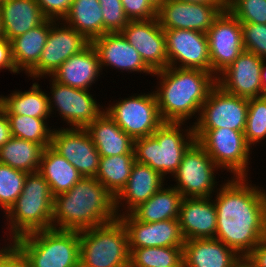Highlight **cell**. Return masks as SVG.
Returning <instances> with one entry per match:
<instances>
[{
    "label": "cell",
    "mask_w": 266,
    "mask_h": 267,
    "mask_svg": "<svg viewBox=\"0 0 266 267\" xmlns=\"http://www.w3.org/2000/svg\"><path fill=\"white\" fill-rule=\"evenodd\" d=\"M4 34H3V30H2V22H1V17H0V38H3Z\"/></svg>",
    "instance_id": "obj_52"
},
{
    "label": "cell",
    "mask_w": 266,
    "mask_h": 267,
    "mask_svg": "<svg viewBox=\"0 0 266 267\" xmlns=\"http://www.w3.org/2000/svg\"><path fill=\"white\" fill-rule=\"evenodd\" d=\"M244 137L249 147L266 137V97L249 99Z\"/></svg>",
    "instance_id": "obj_38"
},
{
    "label": "cell",
    "mask_w": 266,
    "mask_h": 267,
    "mask_svg": "<svg viewBox=\"0 0 266 267\" xmlns=\"http://www.w3.org/2000/svg\"><path fill=\"white\" fill-rule=\"evenodd\" d=\"M27 173L0 163V205L6 210L22 193Z\"/></svg>",
    "instance_id": "obj_37"
},
{
    "label": "cell",
    "mask_w": 266,
    "mask_h": 267,
    "mask_svg": "<svg viewBox=\"0 0 266 267\" xmlns=\"http://www.w3.org/2000/svg\"><path fill=\"white\" fill-rule=\"evenodd\" d=\"M11 244L29 267H79V231L39 230L18 237Z\"/></svg>",
    "instance_id": "obj_4"
},
{
    "label": "cell",
    "mask_w": 266,
    "mask_h": 267,
    "mask_svg": "<svg viewBox=\"0 0 266 267\" xmlns=\"http://www.w3.org/2000/svg\"><path fill=\"white\" fill-rule=\"evenodd\" d=\"M227 9L240 22L266 24V0H227Z\"/></svg>",
    "instance_id": "obj_39"
},
{
    "label": "cell",
    "mask_w": 266,
    "mask_h": 267,
    "mask_svg": "<svg viewBox=\"0 0 266 267\" xmlns=\"http://www.w3.org/2000/svg\"><path fill=\"white\" fill-rule=\"evenodd\" d=\"M52 101L39 85L34 83L31 90L16 92L9 97H0V106L6 114L24 115L28 117L47 118L52 112Z\"/></svg>",
    "instance_id": "obj_31"
},
{
    "label": "cell",
    "mask_w": 266,
    "mask_h": 267,
    "mask_svg": "<svg viewBox=\"0 0 266 267\" xmlns=\"http://www.w3.org/2000/svg\"><path fill=\"white\" fill-rule=\"evenodd\" d=\"M79 239V267H129L128 233L119 218L79 231Z\"/></svg>",
    "instance_id": "obj_7"
},
{
    "label": "cell",
    "mask_w": 266,
    "mask_h": 267,
    "mask_svg": "<svg viewBox=\"0 0 266 267\" xmlns=\"http://www.w3.org/2000/svg\"><path fill=\"white\" fill-rule=\"evenodd\" d=\"M163 178L158 171L153 170L149 165L135 161L126 186L115 197V210L119 207L118 204L121 201L119 199H124L129 204L130 213L162 188Z\"/></svg>",
    "instance_id": "obj_27"
},
{
    "label": "cell",
    "mask_w": 266,
    "mask_h": 267,
    "mask_svg": "<svg viewBox=\"0 0 266 267\" xmlns=\"http://www.w3.org/2000/svg\"><path fill=\"white\" fill-rule=\"evenodd\" d=\"M263 60L254 53L244 50L231 65L221 72L224 77L216 78L217 85L227 93L239 97L247 99L261 97Z\"/></svg>",
    "instance_id": "obj_19"
},
{
    "label": "cell",
    "mask_w": 266,
    "mask_h": 267,
    "mask_svg": "<svg viewBox=\"0 0 266 267\" xmlns=\"http://www.w3.org/2000/svg\"><path fill=\"white\" fill-rule=\"evenodd\" d=\"M182 198L181 193L174 187L160 188L147 201L133 209L130 214L136 220L148 223L178 219Z\"/></svg>",
    "instance_id": "obj_30"
},
{
    "label": "cell",
    "mask_w": 266,
    "mask_h": 267,
    "mask_svg": "<svg viewBox=\"0 0 266 267\" xmlns=\"http://www.w3.org/2000/svg\"><path fill=\"white\" fill-rule=\"evenodd\" d=\"M115 197L95 177H82L54 196L52 222L60 230L82 231L115 221Z\"/></svg>",
    "instance_id": "obj_2"
},
{
    "label": "cell",
    "mask_w": 266,
    "mask_h": 267,
    "mask_svg": "<svg viewBox=\"0 0 266 267\" xmlns=\"http://www.w3.org/2000/svg\"><path fill=\"white\" fill-rule=\"evenodd\" d=\"M180 125L181 123L164 122L152 135L135 139V161L149 165L162 176L171 172L174 174L183 155L196 142L194 128L188 130V142L180 133Z\"/></svg>",
    "instance_id": "obj_6"
},
{
    "label": "cell",
    "mask_w": 266,
    "mask_h": 267,
    "mask_svg": "<svg viewBox=\"0 0 266 267\" xmlns=\"http://www.w3.org/2000/svg\"><path fill=\"white\" fill-rule=\"evenodd\" d=\"M4 38L12 39L42 24L47 18L36 0H7L0 3Z\"/></svg>",
    "instance_id": "obj_25"
},
{
    "label": "cell",
    "mask_w": 266,
    "mask_h": 267,
    "mask_svg": "<svg viewBox=\"0 0 266 267\" xmlns=\"http://www.w3.org/2000/svg\"><path fill=\"white\" fill-rule=\"evenodd\" d=\"M153 74L161 77L155 93L163 122L182 123L200 112L211 89L217 84L211 72L199 69L166 67Z\"/></svg>",
    "instance_id": "obj_3"
},
{
    "label": "cell",
    "mask_w": 266,
    "mask_h": 267,
    "mask_svg": "<svg viewBox=\"0 0 266 267\" xmlns=\"http://www.w3.org/2000/svg\"><path fill=\"white\" fill-rule=\"evenodd\" d=\"M54 196L39 171L27 173L22 193L6 212L13 241L25 234L55 228L52 223Z\"/></svg>",
    "instance_id": "obj_5"
},
{
    "label": "cell",
    "mask_w": 266,
    "mask_h": 267,
    "mask_svg": "<svg viewBox=\"0 0 266 267\" xmlns=\"http://www.w3.org/2000/svg\"><path fill=\"white\" fill-rule=\"evenodd\" d=\"M91 44L97 51L100 67L106 64L126 71L154 73L121 32L105 33L93 39Z\"/></svg>",
    "instance_id": "obj_22"
},
{
    "label": "cell",
    "mask_w": 266,
    "mask_h": 267,
    "mask_svg": "<svg viewBox=\"0 0 266 267\" xmlns=\"http://www.w3.org/2000/svg\"><path fill=\"white\" fill-rule=\"evenodd\" d=\"M124 12L130 21L157 18V11L147 0H121Z\"/></svg>",
    "instance_id": "obj_42"
},
{
    "label": "cell",
    "mask_w": 266,
    "mask_h": 267,
    "mask_svg": "<svg viewBox=\"0 0 266 267\" xmlns=\"http://www.w3.org/2000/svg\"><path fill=\"white\" fill-rule=\"evenodd\" d=\"M194 135L218 167L231 170L236 177L246 178L250 147L244 132L228 128L194 129Z\"/></svg>",
    "instance_id": "obj_8"
},
{
    "label": "cell",
    "mask_w": 266,
    "mask_h": 267,
    "mask_svg": "<svg viewBox=\"0 0 266 267\" xmlns=\"http://www.w3.org/2000/svg\"><path fill=\"white\" fill-rule=\"evenodd\" d=\"M188 3L213 4L214 6H227V0H179Z\"/></svg>",
    "instance_id": "obj_49"
},
{
    "label": "cell",
    "mask_w": 266,
    "mask_h": 267,
    "mask_svg": "<svg viewBox=\"0 0 266 267\" xmlns=\"http://www.w3.org/2000/svg\"><path fill=\"white\" fill-rule=\"evenodd\" d=\"M249 99L232 95L215 85L202 104L194 129L228 128L244 132Z\"/></svg>",
    "instance_id": "obj_10"
},
{
    "label": "cell",
    "mask_w": 266,
    "mask_h": 267,
    "mask_svg": "<svg viewBox=\"0 0 266 267\" xmlns=\"http://www.w3.org/2000/svg\"><path fill=\"white\" fill-rule=\"evenodd\" d=\"M121 33L153 72L168 67L164 29L158 18L129 21Z\"/></svg>",
    "instance_id": "obj_16"
},
{
    "label": "cell",
    "mask_w": 266,
    "mask_h": 267,
    "mask_svg": "<svg viewBox=\"0 0 266 267\" xmlns=\"http://www.w3.org/2000/svg\"><path fill=\"white\" fill-rule=\"evenodd\" d=\"M12 137L9 119L0 106V148Z\"/></svg>",
    "instance_id": "obj_47"
},
{
    "label": "cell",
    "mask_w": 266,
    "mask_h": 267,
    "mask_svg": "<svg viewBox=\"0 0 266 267\" xmlns=\"http://www.w3.org/2000/svg\"><path fill=\"white\" fill-rule=\"evenodd\" d=\"M218 167L208 153L195 142L183 155V159L173 174L183 198L210 197L215 185L214 168Z\"/></svg>",
    "instance_id": "obj_12"
},
{
    "label": "cell",
    "mask_w": 266,
    "mask_h": 267,
    "mask_svg": "<svg viewBox=\"0 0 266 267\" xmlns=\"http://www.w3.org/2000/svg\"><path fill=\"white\" fill-rule=\"evenodd\" d=\"M129 267H183V247L129 248Z\"/></svg>",
    "instance_id": "obj_35"
},
{
    "label": "cell",
    "mask_w": 266,
    "mask_h": 267,
    "mask_svg": "<svg viewBox=\"0 0 266 267\" xmlns=\"http://www.w3.org/2000/svg\"><path fill=\"white\" fill-rule=\"evenodd\" d=\"M0 267H29L26 259L13 246L0 250Z\"/></svg>",
    "instance_id": "obj_44"
},
{
    "label": "cell",
    "mask_w": 266,
    "mask_h": 267,
    "mask_svg": "<svg viewBox=\"0 0 266 267\" xmlns=\"http://www.w3.org/2000/svg\"><path fill=\"white\" fill-rule=\"evenodd\" d=\"M101 70L97 51L90 43L81 52L72 55L52 74L58 83L76 89L88 90Z\"/></svg>",
    "instance_id": "obj_23"
},
{
    "label": "cell",
    "mask_w": 266,
    "mask_h": 267,
    "mask_svg": "<svg viewBox=\"0 0 266 267\" xmlns=\"http://www.w3.org/2000/svg\"><path fill=\"white\" fill-rule=\"evenodd\" d=\"M52 83L55 106L62 117L75 128H86L103 113L87 90L63 85L54 79Z\"/></svg>",
    "instance_id": "obj_20"
},
{
    "label": "cell",
    "mask_w": 266,
    "mask_h": 267,
    "mask_svg": "<svg viewBox=\"0 0 266 267\" xmlns=\"http://www.w3.org/2000/svg\"><path fill=\"white\" fill-rule=\"evenodd\" d=\"M50 146L66 158L83 177H95L100 155L85 128L54 130Z\"/></svg>",
    "instance_id": "obj_14"
},
{
    "label": "cell",
    "mask_w": 266,
    "mask_h": 267,
    "mask_svg": "<svg viewBox=\"0 0 266 267\" xmlns=\"http://www.w3.org/2000/svg\"><path fill=\"white\" fill-rule=\"evenodd\" d=\"M265 59L263 60V65L261 68V85H262V97H266V67Z\"/></svg>",
    "instance_id": "obj_50"
},
{
    "label": "cell",
    "mask_w": 266,
    "mask_h": 267,
    "mask_svg": "<svg viewBox=\"0 0 266 267\" xmlns=\"http://www.w3.org/2000/svg\"><path fill=\"white\" fill-rule=\"evenodd\" d=\"M134 163V154L100 157L95 178L116 197L126 186Z\"/></svg>",
    "instance_id": "obj_34"
},
{
    "label": "cell",
    "mask_w": 266,
    "mask_h": 267,
    "mask_svg": "<svg viewBox=\"0 0 266 267\" xmlns=\"http://www.w3.org/2000/svg\"><path fill=\"white\" fill-rule=\"evenodd\" d=\"M54 22L46 19L42 24L11 40L12 55L18 72L23 68L29 73L38 64L50 26Z\"/></svg>",
    "instance_id": "obj_29"
},
{
    "label": "cell",
    "mask_w": 266,
    "mask_h": 267,
    "mask_svg": "<svg viewBox=\"0 0 266 267\" xmlns=\"http://www.w3.org/2000/svg\"><path fill=\"white\" fill-rule=\"evenodd\" d=\"M100 157L134 154V140L104 112L85 128Z\"/></svg>",
    "instance_id": "obj_26"
},
{
    "label": "cell",
    "mask_w": 266,
    "mask_h": 267,
    "mask_svg": "<svg viewBox=\"0 0 266 267\" xmlns=\"http://www.w3.org/2000/svg\"><path fill=\"white\" fill-rule=\"evenodd\" d=\"M63 20L90 42L103 35V14L98 0H73Z\"/></svg>",
    "instance_id": "obj_33"
},
{
    "label": "cell",
    "mask_w": 266,
    "mask_h": 267,
    "mask_svg": "<svg viewBox=\"0 0 266 267\" xmlns=\"http://www.w3.org/2000/svg\"><path fill=\"white\" fill-rule=\"evenodd\" d=\"M39 172L47 181L53 196L69 191L83 176L51 146L44 148Z\"/></svg>",
    "instance_id": "obj_28"
},
{
    "label": "cell",
    "mask_w": 266,
    "mask_h": 267,
    "mask_svg": "<svg viewBox=\"0 0 266 267\" xmlns=\"http://www.w3.org/2000/svg\"><path fill=\"white\" fill-rule=\"evenodd\" d=\"M149 4L156 10L158 11L161 7V4L163 3L164 0H147Z\"/></svg>",
    "instance_id": "obj_51"
},
{
    "label": "cell",
    "mask_w": 266,
    "mask_h": 267,
    "mask_svg": "<svg viewBox=\"0 0 266 267\" xmlns=\"http://www.w3.org/2000/svg\"><path fill=\"white\" fill-rule=\"evenodd\" d=\"M231 267H256V265L250 260L248 256H239L237 260L231 265Z\"/></svg>",
    "instance_id": "obj_48"
},
{
    "label": "cell",
    "mask_w": 266,
    "mask_h": 267,
    "mask_svg": "<svg viewBox=\"0 0 266 267\" xmlns=\"http://www.w3.org/2000/svg\"><path fill=\"white\" fill-rule=\"evenodd\" d=\"M244 50L266 59V24L241 22Z\"/></svg>",
    "instance_id": "obj_41"
},
{
    "label": "cell",
    "mask_w": 266,
    "mask_h": 267,
    "mask_svg": "<svg viewBox=\"0 0 266 267\" xmlns=\"http://www.w3.org/2000/svg\"><path fill=\"white\" fill-rule=\"evenodd\" d=\"M206 34L211 73H221L244 51L241 22L228 9H225L215 19Z\"/></svg>",
    "instance_id": "obj_11"
},
{
    "label": "cell",
    "mask_w": 266,
    "mask_h": 267,
    "mask_svg": "<svg viewBox=\"0 0 266 267\" xmlns=\"http://www.w3.org/2000/svg\"><path fill=\"white\" fill-rule=\"evenodd\" d=\"M168 66L173 67L175 60L180 61L178 68L199 69L211 72V61L207 34L188 30H164Z\"/></svg>",
    "instance_id": "obj_15"
},
{
    "label": "cell",
    "mask_w": 266,
    "mask_h": 267,
    "mask_svg": "<svg viewBox=\"0 0 266 267\" xmlns=\"http://www.w3.org/2000/svg\"><path fill=\"white\" fill-rule=\"evenodd\" d=\"M43 150L40 144L12 136L0 148V163L26 173L36 172Z\"/></svg>",
    "instance_id": "obj_32"
},
{
    "label": "cell",
    "mask_w": 266,
    "mask_h": 267,
    "mask_svg": "<svg viewBox=\"0 0 266 267\" xmlns=\"http://www.w3.org/2000/svg\"><path fill=\"white\" fill-rule=\"evenodd\" d=\"M244 182V177L227 182L213 202L215 238L241 256H247L266 238V194Z\"/></svg>",
    "instance_id": "obj_1"
},
{
    "label": "cell",
    "mask_w": 266,
    "mask_h": 267,
    "mask_svg": "<svg viewBox=\"0 0 266 267\" xmlns=\"http://www.w3.org/2000/svg\"><path fill=\"white\" fill-rule=\"evenodd\" d=\"M91 42L74 28H59L52 25L38 64L29 72L30 76L52 75L69 57L81 52Z\"/></svg>",
    "instance_id": "obj_17"
},
{
    "label": "cell",
    "mask_w": 266,
    "mask_h": 267,
    "mask_svg": "<svg viewBox=\"0 0 266 267\" xmlns=\"http://www.w3.org/2000/svg\"><path fill=\"white\" fill-rule=\"evenodd\" d=\"M209 197L182 198L179 225L184 240L215 238L217 214Z\"/></svg>",
    "instance_id": "obj_21"
},
{
    "label": "cell",
    "mask_w": 266,
    "mask_h": 267,
    "mask_svg": "<svg viewBox=\"0 0 266 267\" xmlns=\"http://www.w3.org/2000/svg\"><path fill=\"white\" fill-rule=\"evenodd\" d=\"M103 14V35L121 32L129 23L121 0H98Z\"/></svg>",
    "instance_id": "obj_40"
},
{
    "label": "cell",
    "mask_w": 266,
    "mask_h": 267,
    "mask_svg": "<svg viewBox=\"0 0 266 267\" xmlns=\"http://www.w3.org/2000/svg\"><path fill=\"white\" fill-rule=\"evenodd\" d=\"M247 256L256 267H266V238L263 239Z\"/></svg>",
    "instance_id": "obj_46"
},
{
    "label": "cell",
    "mask_w": 266,
    "mask_h": 267,
    "mask_svg": "<svg viewBox=\"0 0 266 267\" xmlns=\"http://www.w3.org/2000/svg\"><path fill=\"white\" fill-rule=\"evenodd\" d=\"M227 6L164 0L157 18L164 30L188 29L206 33Z\"/></svg>",
    "instance_id": "obj_13"
},
{
    "label": "cell",
    "mask_w": 266,
    "mask_h": 267,
    "mask_svg": "<svg viewBox=\"0 0 266 267\" xmlns=\"http://www.w3.org/2000/svg\"><path fill=\"white\" fill-rule=\"evenodd\" d=\"M128 233L129 248L183 247L179 220L168 219L153 223L136 220L128 213L117 216Z\"/></svg>",
    "instance_id": "obj_18"
},
{
    "label": "cell",
    "mask_w": 266,
    "mask_h": 267,
    "mask_svg": "<svg viewBox=\"0 0 266 267\" xmlns=\"http://www.w3.org/2000/svg\"><path fill=\"white\" fill-rule=\"evenodd\" d=\"M240 255L216 238L185 240L183 267H231Z\"/></svg>",
    "instance_id": "obj_24"
},
{
    "label": "cell",
    "mask_w": 266,
    "mask_h": 267,
    "mask_svg": "<svg viewBox=\"0 0 266 267\" xmlns=\"http://www.w3.org/2000/svg\"><path fill=\"white\" fill-rule=\"evenodd\" d=\"M47 19L65 18L73 0H36Z\"/></svg>",
    "instance_id": "obj_43"
},
{
    "label": "cell",
    "mask_w": 266,
    "mask_h": 267,
    "mask_svg": "<svg viewBox=\"0 0 266 267\" xmlns=\"http://www.w3.org/2000/svg\"><path fill=\"white\" fill-rule=\"evenodd\" d=\"M2 68H7L13 73H18L12 55L11 41L4 37L0 38V69Z\"/></svg>",
    "instance_id": "obj_45"
},
{
    "label": "cell",
    "mask_w": 266,
    "mask_h": 267,
    "mask_svg": "<svg viewBox=\"0 0 266 267\" xmlns=\"http://www.w3.org/2000/svg\"><path fill=\"white\" fill-rule=\"evenodd\" d=\"M105 112L133 140L152 135L164 122L155 93L133 96Z\"/></svg>",
    "instance_id": "obj_9"
},
{
    "label": "cell",
    "mask_w": 266,
    "mask_h": 267,
    "mask_svg": "<svg viewBox=\"0 0 266 267\" xmlns=\"http://www.w3.org/2000/svg\"><path fill=\"white\" fill-rule=\"evenodd\" d=\"M11 135L16 138L40 144L43 148L50 146L53 130L45 124L46 118L28 117L24 115L6 114Z\"/></svg>",
    "instance_id": "obj_36"
}]
</instances>
